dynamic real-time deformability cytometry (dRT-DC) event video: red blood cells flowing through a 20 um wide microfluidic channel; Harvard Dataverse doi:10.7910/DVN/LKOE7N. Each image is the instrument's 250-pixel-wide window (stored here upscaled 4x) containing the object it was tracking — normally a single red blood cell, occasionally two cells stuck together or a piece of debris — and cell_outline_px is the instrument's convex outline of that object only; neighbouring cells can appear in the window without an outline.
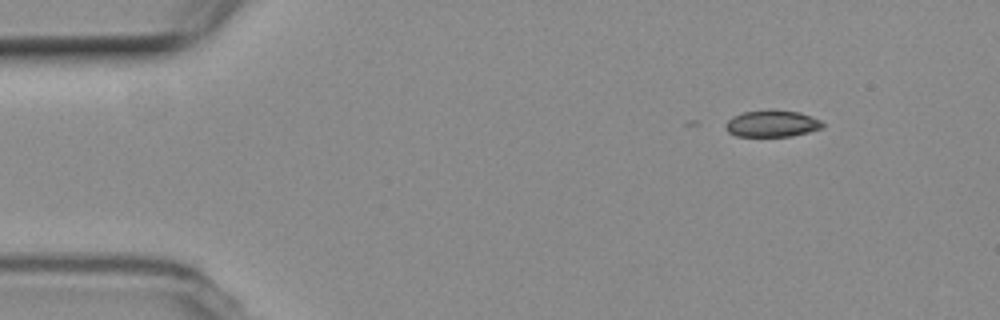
{"species": "common noctule bat (a hibernating species)", "species_latin": "Nyctalus noctula", "temperature_condition": "room temperature", "stored_images_in_passage": 3, "camera_frame_rate_fps": 3000, "um_per_image_px": 0.085, "animal": {"sex": "female", "body_mass_g": 19.3, "forearm_length_mm": 54.1}, "frame": {"image": 1, "passage_image": 1, "time_ms": 0.0, "image_size_px": [1000, 320], "cell_outline_px": [[824, 128], [792, 136], [736, 136], [728, 132], [728, 120], [732, 116], [744, 112], [800, 112], [820, 120], [824, 124]], "centroid_in_image_um": [65.67, 10.55], "position_along_channel_um": 19.3, "area_um2": 14.39}}